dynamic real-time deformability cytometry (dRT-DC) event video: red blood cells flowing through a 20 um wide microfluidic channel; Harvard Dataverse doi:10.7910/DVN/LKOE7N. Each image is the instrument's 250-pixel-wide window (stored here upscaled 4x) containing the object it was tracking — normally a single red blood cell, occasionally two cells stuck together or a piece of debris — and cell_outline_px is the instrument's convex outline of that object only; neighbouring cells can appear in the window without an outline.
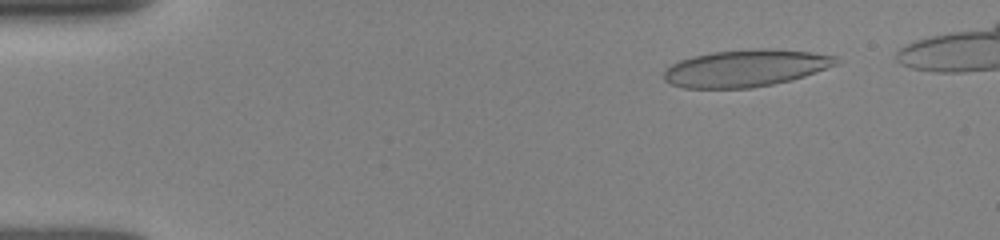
{"species": "human", "species_latin": "Homo sapiens", "temperature_condition": "room temperature", "stored_images_in_passage": 48, "camera_frame_rate_fps": 3000, "um_per_image_px": 0.085, "donor": {"sex": "female"}, "frame": {"image": 1, "passage_image": 6, "time_ms": 1.667, "image_size_px": [1000, 240], "cell_outline_px": [[840, 64], [804, 76], [772, 84], [752, 88], [684, 88], [672, 84], [664, 80], [664, 72], [672, 64], [680, 60], [692, 56], [712, 52], [752, 48], [764, 48], [812, 52], [836, 56]], "centroid_in_image_um": [63.39, 5.78], "position_along_channel_um": 21.6, "area_um2": 37.17}}
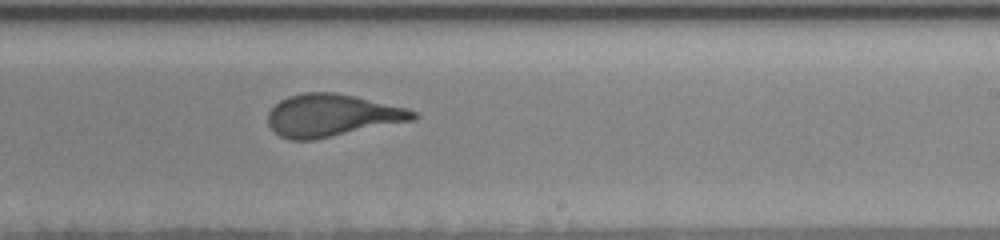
{"frame": {"image": 2, "passage_image": 31, "time_ms": 10.0, "image_size_px": [1000, 240], "cell_outline_px": [[420, 116], [416, 120], [312, 140], [292, 140], [280, 136], [272, 132], [268, 124], [268, 112], [280, 100], [288, 96], [304, 92], [332, 92], [356, 96], [408, 108], [416, 112]], "centroid_in_image_um": [28.23, 9.81], "position_along_channel_um": 260.8, "area_um2": 36.13}}
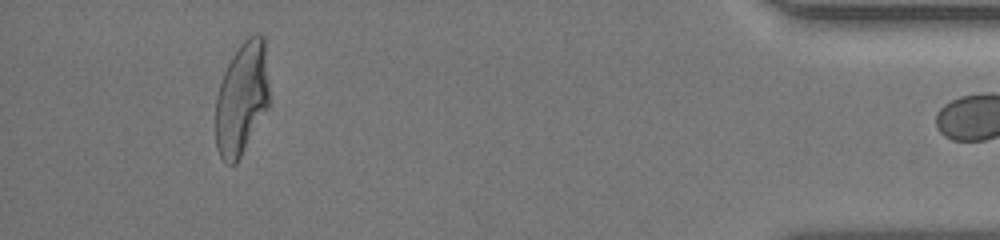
{"frame": {"image": 3, "passage_image": 47, "time_ms": 15.333, "image_size_px": [1000, 240], "cell_outline_px": [[268, 108], [236, 164], [228, 164], [220, 156], [216, 148], [216, 96], [220, 80], [232, 56], [240, 44], [248, 36], [264, 36], [268, 88]], "centroid_in_image_um": [20.53, 8.39], "position_along_channel_um": 414.7, "area_um2": 34.97}}